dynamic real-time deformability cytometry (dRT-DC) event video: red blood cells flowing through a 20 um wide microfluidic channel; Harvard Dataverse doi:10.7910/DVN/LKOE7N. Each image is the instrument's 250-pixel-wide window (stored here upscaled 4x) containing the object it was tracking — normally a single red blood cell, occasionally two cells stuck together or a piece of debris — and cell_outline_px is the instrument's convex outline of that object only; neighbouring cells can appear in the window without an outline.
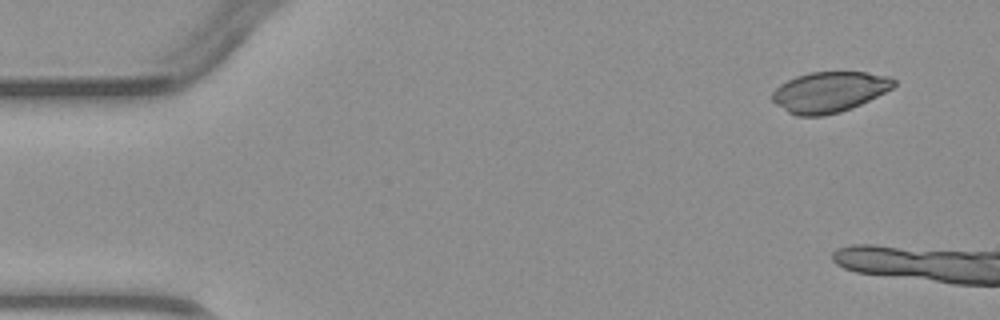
{"species": "common noctule bat (a hibernating species)", "species_latin": "Nyctalus noctula", "temperature_condition": "warm", "stored_images_in_passage": 3, "camera_frame_rate_fps": 3000, "um_per_image_px": 0.085, "animal": {"sex": "male", "body_mass_g": 23.1, "forearm_length_mm": 52.7}, "frame": {"image": 1, "passage_image": 1, "time_ms": 0.0, "image_size_px": [1000, 320], "cell_outline_px": [[896, 84], [892, 88], [852, 108], [840, 112], [824, 116], [796, 116], [788, 112], [776, 104], [772, 100], [772, 92], [780, 84], [796, 76], [812, 72], [868, 72], [888, 76], [896, 80]], "centroid_in_image_um": [70.48, 7.82], "position_along_channel_um": 14.5, "area_um2": 28.67}}